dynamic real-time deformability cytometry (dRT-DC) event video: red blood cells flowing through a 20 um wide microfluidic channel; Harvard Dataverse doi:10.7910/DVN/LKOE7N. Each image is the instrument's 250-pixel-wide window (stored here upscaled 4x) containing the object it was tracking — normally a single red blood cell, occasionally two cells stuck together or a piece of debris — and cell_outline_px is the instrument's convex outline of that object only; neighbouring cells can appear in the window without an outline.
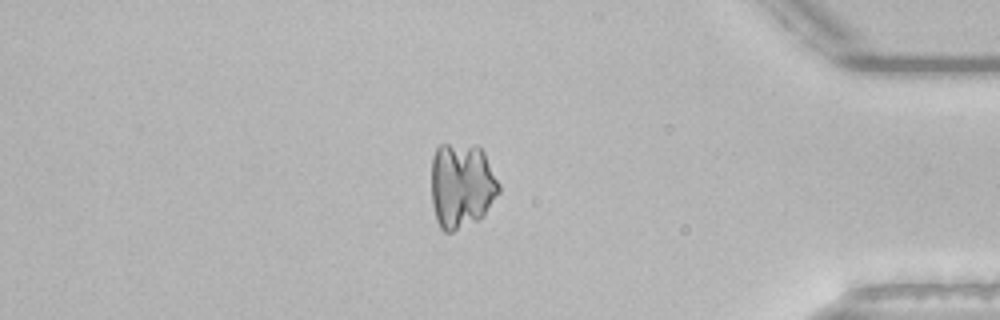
{"species": "common noctule bat (a hibernating species)", "species_latin": "Nyctalus noctula", "temperature_condition": "room temperature", "stored_images_in_passage": 38, "camera_frame_rate_fps": 3000, "um_per_image_px": 0.085, "animal": {"sex": "male", "body_mass_g": 21.5, "forearm_length_mm": 52.0}, "frame": {"image": 1, "passage_image": 30, "time_ms": 9.667, "image_size_px": [1000, 320], "cell_outline_px": [[500, 192], [484, 216], [452, 232], [444, 232], [440, 228], [436, 220], [432, 204], [432, 156], [436, 148], [440, 144], [476, 144], [484, 152], [500, 184]], "centroid_in_image_um": [39.24, 15.75], "position_along_channel_um": 396.0, "area_um2": 33.99}}